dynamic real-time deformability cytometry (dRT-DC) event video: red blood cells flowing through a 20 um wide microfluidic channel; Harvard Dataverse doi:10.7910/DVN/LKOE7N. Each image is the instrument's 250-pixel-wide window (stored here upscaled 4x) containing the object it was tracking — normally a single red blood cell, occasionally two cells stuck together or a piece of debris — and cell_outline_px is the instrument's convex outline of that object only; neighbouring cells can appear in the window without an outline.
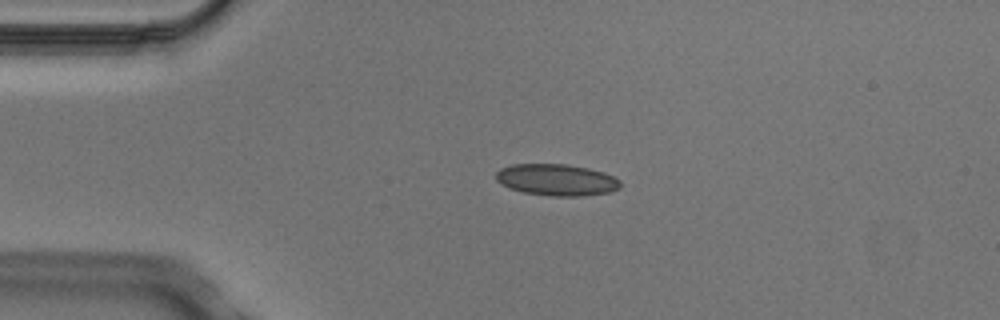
{"species": "Egyptian fruit bat (a non-hibernating species)", "species_latin": "Rousettus aegyptiacus", "temperature_condition": "cold", "stored_images_in_passage": 6, "camera_frame_rate_fps": 3000, "um_per_image_px": 0.085, "animal": {"sex": "male"}, "frame": {"image": 1, "passage_image": 4, "time_ms": 1.0, "image_size_px": [1000, 320], "cell_outline_px": [[620, 188], [608, 192], [580, 196], [552, 196], [524, 192], [508, 188], [496, 180], [496, 172], [500, 168], [512, 164], [568, 164], [588, 168], [604, 172], [620, 180]], "centroid_in_image_um": [47.29, 15.28], "position_along_channel_um": 37.7, "area_um2": 22.89}}
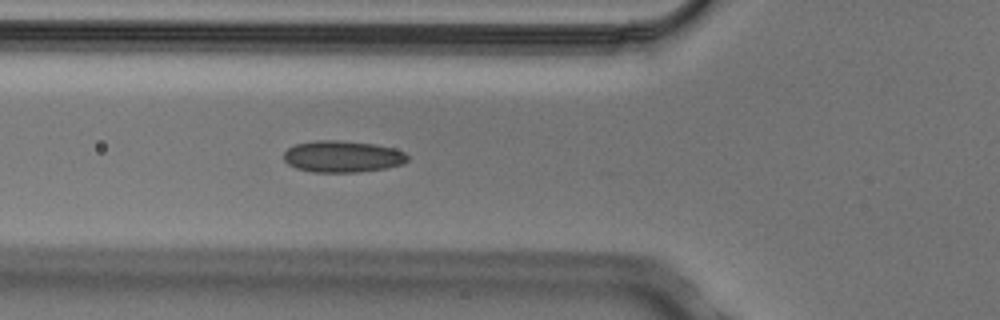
{"frame": {"image": 2, "passage_image": 6, "time_ms": 1.667, "image_size_px": [1000, 320], "cell_outline_px": [[408, 160], [400, 164], [384, 168], [356, 172], [312, 172], [296, 168], [288, 164], [284, 160], [284, 152], [288, 148], [296, 144], [316, 140], [340, 140], [376, 144], [392, 148], [404, 152], [408, 156]], "centroid_in_image_um": [29.08, 13.29], "position_along_channel_um": 96.7, "area_um2": 22.72}}